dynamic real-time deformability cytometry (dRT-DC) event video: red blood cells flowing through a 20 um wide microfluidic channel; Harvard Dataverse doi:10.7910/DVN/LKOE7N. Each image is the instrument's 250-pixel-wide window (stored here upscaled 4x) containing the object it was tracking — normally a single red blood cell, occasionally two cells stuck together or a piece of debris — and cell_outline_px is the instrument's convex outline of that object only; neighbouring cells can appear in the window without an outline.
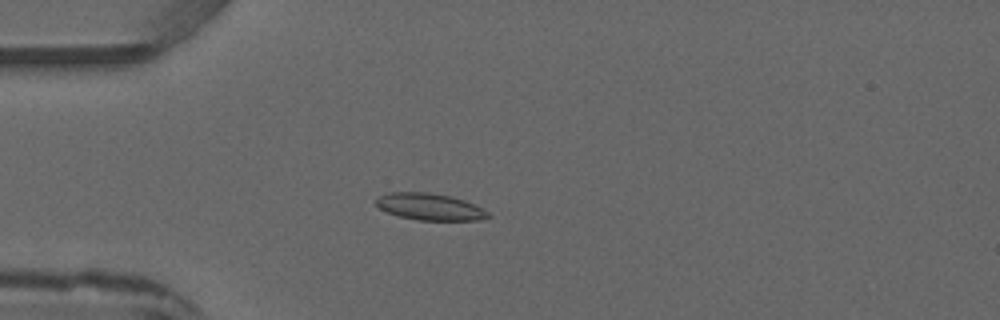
{"species": "common noctule bat (a hibernating species)", "species_latin": "Nyctalus noctula", "temperature_condition": "warm", "stored_images_in_passage": 4, "camera_frame_rate_fps": 3000, "um_per_image_px": 0.085, "animal": {"sex": "male", "forearm_length_mm": 52.5}, "frame": {"image": 1, "passage_image": 3, "time_ms": 3.333, "image_size_px": [1000, 320], "cell_outline_px": [[492, 216], [480, 220], [420, 220], [400, 216], [388, 212], [380, 208], [376, 204], [376, 200], [380, 196], [388, 192], [428, 192], [452, 196], [464, 200], [488, 212]], "centroid_in_image_um": [36.54, 17.57], "position_along_channel_um": 48.5, "area_um2": 17.28}}